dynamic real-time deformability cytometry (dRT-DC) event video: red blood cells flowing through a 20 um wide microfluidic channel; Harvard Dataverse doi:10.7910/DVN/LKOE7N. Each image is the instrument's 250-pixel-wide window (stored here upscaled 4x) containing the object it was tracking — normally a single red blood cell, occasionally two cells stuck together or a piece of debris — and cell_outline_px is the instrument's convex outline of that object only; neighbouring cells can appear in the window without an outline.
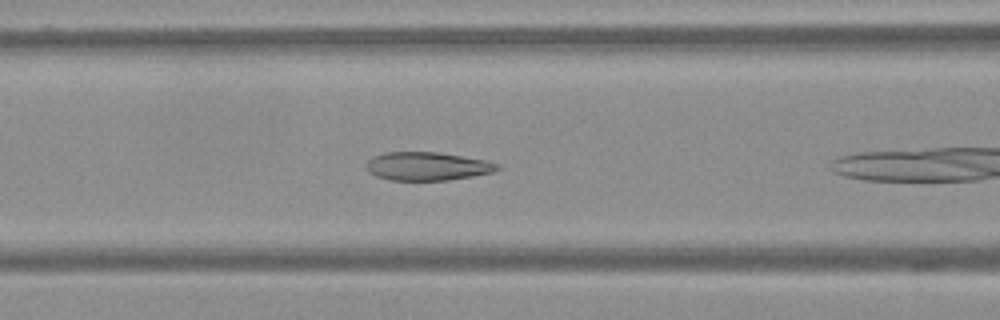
{"species": "Egyptian fruit bat (a non-hibernating species)", "species_latin": "Rousettus aegyptiacus", "temperature_condition": "warm", "stored_images_in_passage": 19, "camera_frame_rate_fps": 3000, "um_per_image_px": 0.085, "frame": {"image": 1, "passage_image": 7, "time_ms": 2.0, "image_size_px": [1000, 320], "cell_outline_px": [[500, 168], [492, 172], [472, 176], [448, 180], [388, 180], [376, 176], [368, 172], [368, 160], [372, 156], [384, 152], [436, 152], [488, 160], [500, 164]], "centroid_in_image_um": [36.32, 14.13], "position_along_channel_um": 130.3, "area_um2": 21.68}}
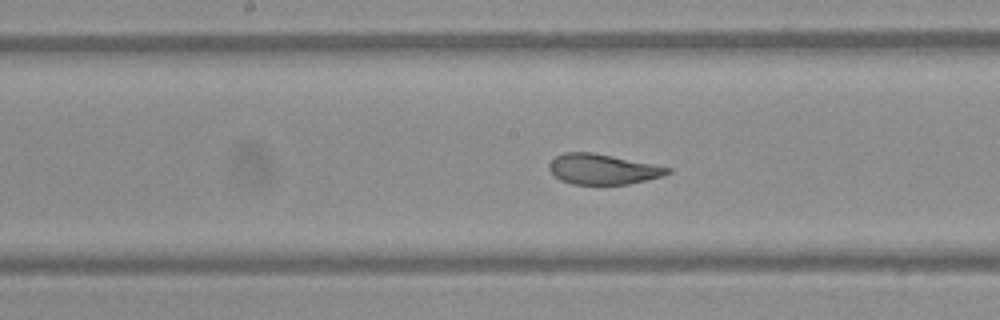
{"frame": {"image": 2, "passage_image": 13, "time_ms": 4.0, "image_size_px": [1000, 320], "cell_outline_px": [[672, 172], [664, 176], [628, 184], [572, 184], [560, 180], [548, 168], [548, 164], [556, 156], [564, 152], [592, 152], [672, 168]], "centroid_in_image_um": [51.24, 14.38], "position_along_channel_um": 197.0, "area_um2": 20.81}}
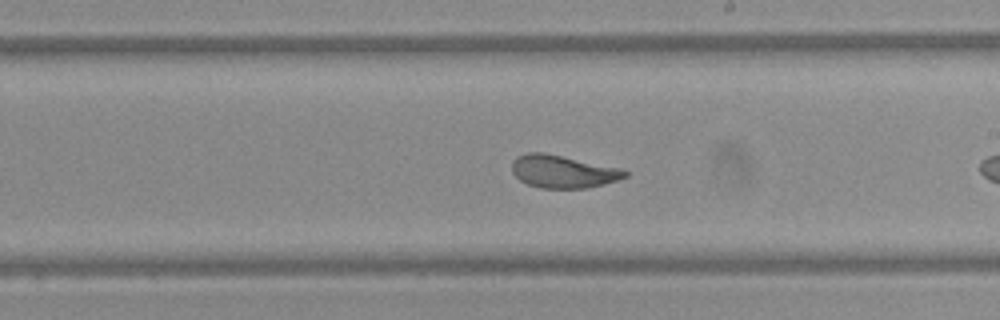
{"frame": {"image": 3, "passage_image": 17, "time_ms": 5.333, "image_size_px": [1000, 320], "cell_outline_px": [[628, 176], [616, 180], [588, 188], [540, 188], [528, 184], [520, 180], [512, 172], [512, 160], [516, 156], [528, 152], [544, 152], [624, 168], [628, 172]], "centroid_in_image_um": [47.86, 14.56], "position_along_channel_um": 241.1, "area_um2": 21.79}}